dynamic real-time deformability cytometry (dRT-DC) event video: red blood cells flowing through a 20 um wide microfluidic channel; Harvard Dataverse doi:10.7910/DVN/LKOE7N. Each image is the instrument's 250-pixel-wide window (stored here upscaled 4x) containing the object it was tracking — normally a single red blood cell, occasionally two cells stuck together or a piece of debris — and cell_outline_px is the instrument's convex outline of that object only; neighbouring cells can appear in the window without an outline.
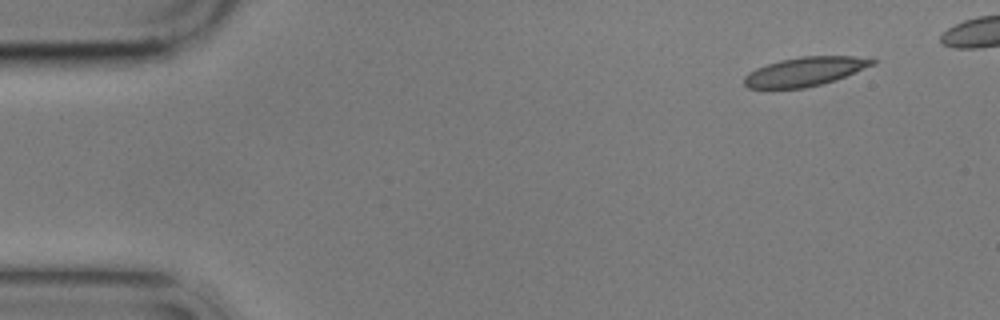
{"species": "common noctule bat (a hibernating species)", "species_latin": "Nyctalus noctula", "temperature_condition": "cold", "stored_images_in_passage": 3, "camera_frame_rate_fps": 3000, "um_per_image_px": 0.085, "animal": {"sex": "male", "body_mass_g": 17.9}, "frame": {"image": 1, "passage_image": 1, "time_ms": 0.0, "image_size_px": [1000, 320], "cell_outline_px": [[880, 60], [876, 64], [836, 80], [804, 88], [748, 88], [744, 84], [744, 76], [748, 72], [756, 68], [780, 60], [800, 56], [852, 56]], "centroid_in_image_um": [68.45, 6.07], "position_along_channel_um": 16.6, "area_um2": 21.68}}